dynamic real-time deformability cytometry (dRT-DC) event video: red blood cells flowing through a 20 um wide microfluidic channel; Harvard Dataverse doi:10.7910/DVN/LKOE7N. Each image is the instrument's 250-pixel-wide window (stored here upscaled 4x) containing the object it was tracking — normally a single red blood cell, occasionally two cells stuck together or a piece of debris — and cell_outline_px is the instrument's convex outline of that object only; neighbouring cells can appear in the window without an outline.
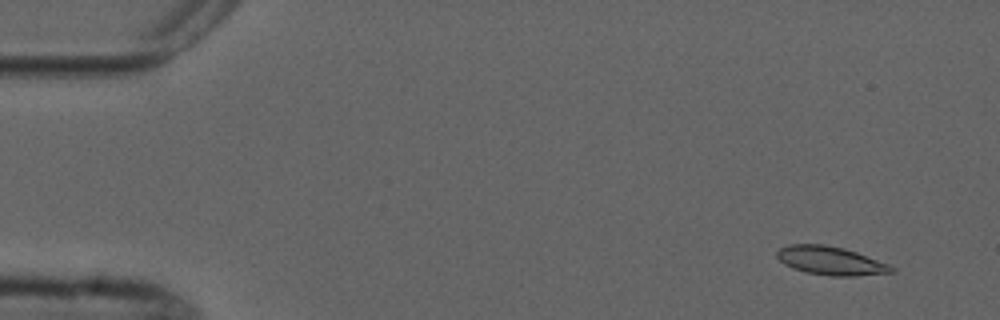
{"species": "common noctule bat (a hibernating species)", "species_latin": "Nyctalus noctula", "temperature_condition": "cold", "stored_images_in_passage": 4, "camera_frame_rate_fps": 3000, "um_per_image_px": 0.085, "animal": {"sex": "male", "forearm_length_mm": 52.5}, "frame": {"image": 1, "passage_image": 1, "time_ms": 0.0, "image_size_px": [1000, 320], "cell_outline_px": [[896, 272], [856, 276], [832, 276], [804, 272], [792, 268], [784, 264], [776, 256], [776, 252], [780, 248], [788, 244], [824, 244], [844, 248], [856, 252], [888, 264], [896, 268]], "centroid_in_image_um": [70.59, 22.16], "position_along_channel_um": 14.4, "area_um2": 19.13}}
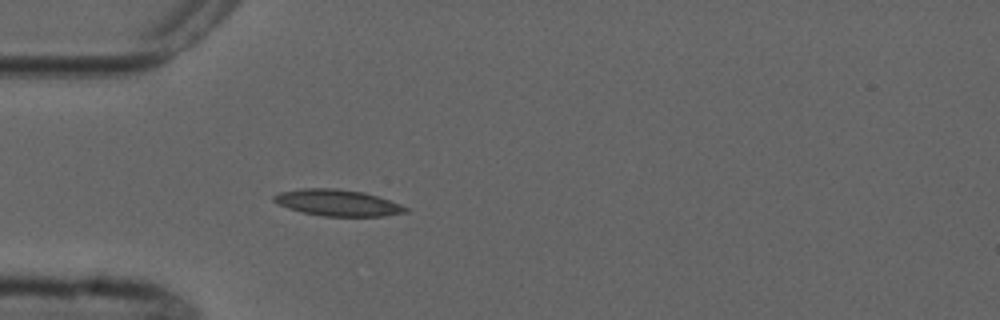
{"frame": {"image": 2, "passage_image": 4, "time_ms": 4.0, "image_size_px": [1000, 320], "cell_outline_px": [[408, 212], [384, 216], [324, 216], [304, 212], [288, 208], [272, 200], [272, 196], [280, 192], [300, 188], [336, 188], [364, 192], [400, 204], [408, 208]], "centroid_in_image_um": [28.69, 17.23], "position_along_channel_um": 56.3, "area_um2": 20.11}}